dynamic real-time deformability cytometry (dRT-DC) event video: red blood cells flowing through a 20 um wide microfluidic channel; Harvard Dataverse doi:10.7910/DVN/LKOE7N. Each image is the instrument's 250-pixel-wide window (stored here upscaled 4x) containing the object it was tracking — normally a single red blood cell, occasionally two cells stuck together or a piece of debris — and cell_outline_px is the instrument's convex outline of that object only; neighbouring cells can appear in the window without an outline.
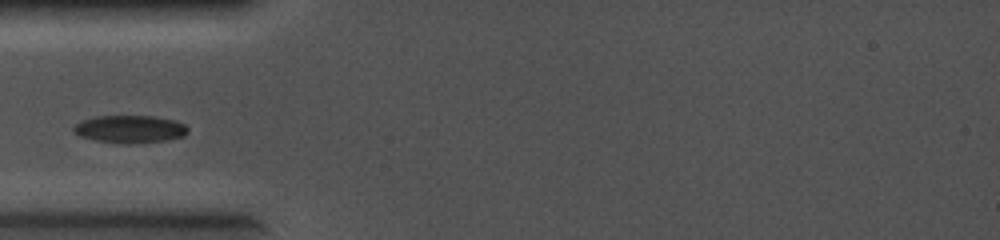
{"species": "common noctule bat (a hibernating species)", "species_latin": "Nyctalus noctula", "temperature_condition": "cold", "stored_images_in_passage": 2, "camera_frame_rate_fps": 5000, "um_per_image_px": 0.085, "animal": {"sex": "female", "body_mass_g": 19.0, "forearm_length_mm": 56.7}, "frame": {"image": 1, "passage_image": 1, "time_ms": 0.0, "image_size_px": [1000, 240], "cell_outline_px": [[188, 132], [184, 136], [168, 140], [128, 144], [124, 144], [96, 140], [80, 136], [72, 132], [72, 128], [80, 120], [92, 116], [152, 116], [176, 120], [184, 124], [188, 128]], "centroid_in_image_um": [11.02, 10.97], "position_along_channel_um": 74.0, "area_um2": 18.61}}